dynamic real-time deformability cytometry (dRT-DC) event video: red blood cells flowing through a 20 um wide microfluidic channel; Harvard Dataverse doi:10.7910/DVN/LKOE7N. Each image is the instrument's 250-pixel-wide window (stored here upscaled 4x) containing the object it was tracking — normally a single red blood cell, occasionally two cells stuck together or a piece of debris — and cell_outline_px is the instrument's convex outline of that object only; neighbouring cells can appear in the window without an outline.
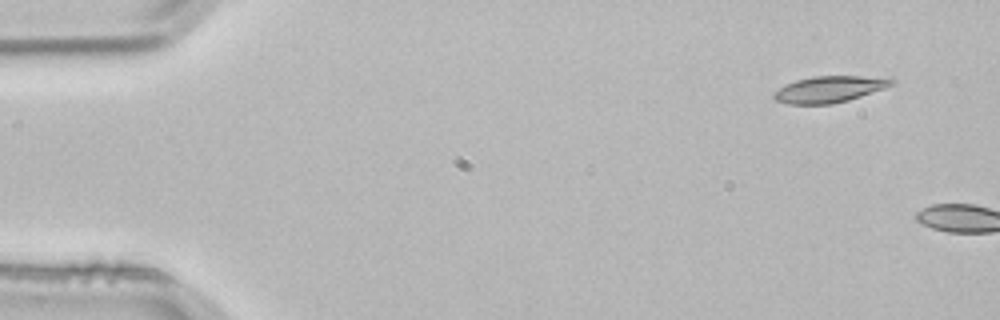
{"species": "common noctule bat (a hibernating species)", "species_latin": "Nyctalus noctula", "temperature_condition": "room temperature", "stored_images_in_passage": 4, "camera_frame_rate_fps": 3000, "um_per_image_px": 0.085, "animal": {"sex": "male", "body_mass_g": 21.5, "forearm_length_mm": 52.0}, "frame": {"image": 1, "passage_image": 1, "time_ms": 0.0, "image_size_px": [1000, 320], "cell_outline_px": [[896, 84], [848, 100], [832, 104], [788, 104], [776, 100], [772, 96], [772, 92], [796, 80], [812, 76], [892, 76], [896, 80]], "centroid_in_image_um": [70.58, 7.56], "position_along_channel_um": 14.4, "area_um2": 18.32}}
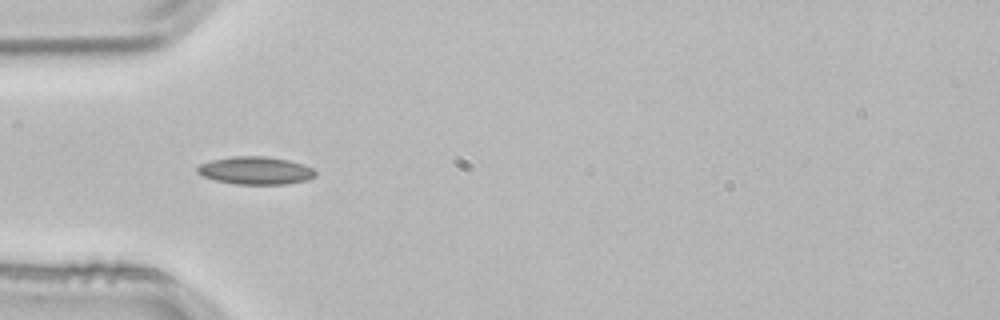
{"frame": {"image": 2, "passage_image": 4, "time_ms": 1.0, "image_size_px": [1000, 320], "cell_outline_px": [[316, 176], [308, 180], [284, 184], [236, 184], [216, 180], [204, 176], [196, 172], [196, 168], [200, 164], [212, 160], [232, 156], [264, 156], [288, 160], [304, 164], [312, 168], [316, 172]], "centroid_in_image_um": [21.74, 14.49], "position_along_channel_um": 63.3, "area_um2": 19.07}}